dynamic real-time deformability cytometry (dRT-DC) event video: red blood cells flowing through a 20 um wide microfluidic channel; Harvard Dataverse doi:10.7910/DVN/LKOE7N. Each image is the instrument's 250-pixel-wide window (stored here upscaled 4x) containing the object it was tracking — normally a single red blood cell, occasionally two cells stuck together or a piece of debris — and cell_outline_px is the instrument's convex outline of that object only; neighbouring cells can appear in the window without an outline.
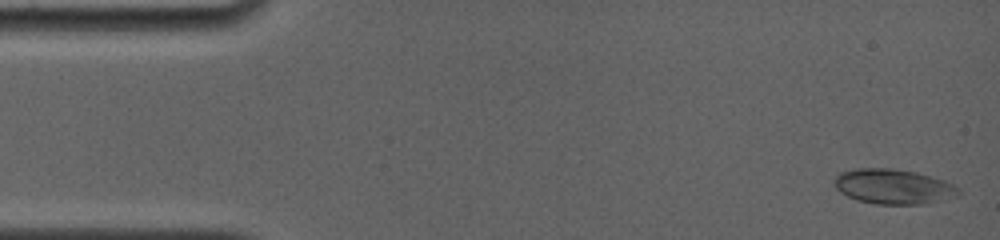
{"species": "common noctule bat (a hibernating species)", "species_latin": "Nyctalus noctula", "temperature_condition": "room temperature", "stored_images_in_passage": 12, "camera_frame_rate_fps": 4000, "um_per_image_px": 0.085, "animal": {"sex": "female", "body_mass_g": 19.0, "forearm_length_mm": 56.7}, "frame": {"image": 1, "passage_image": 1, "time_ms": 0.0, "image_size_px": [1000, 240], "cell_outline_px": [[960, 196], [944, 200], [924, 204], [876, 204], [856, 200], [840, 192], [832, 184], [832, 180], [840, 172], [856, 168], [892, 168], [916, 172], [944, 180], [960, 188]], "centroid_in_image_um": [75.93, 15.86], "position_along_channel_um": 9.1, "area_um2": 25.66}}
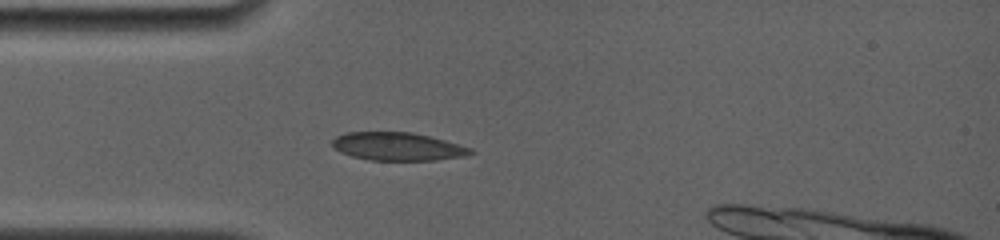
{"frame": {"image": 2, "passage_image": 10, "time_ms": 4.0, "image_size_px": [1000, 240], "cell_outline_px": [[476, 152], [468, 156], [436, 160], [368, 160], [352, 156], [340, 152], [332, 148], [332, 140], [336, 136], [344, 132], [412, 132], [444, 140], [472, 148]], "centroid_in_image_um": [33.8, 12.45], "position_along_channel_um": 51.2, "area_um2": 22.83}}
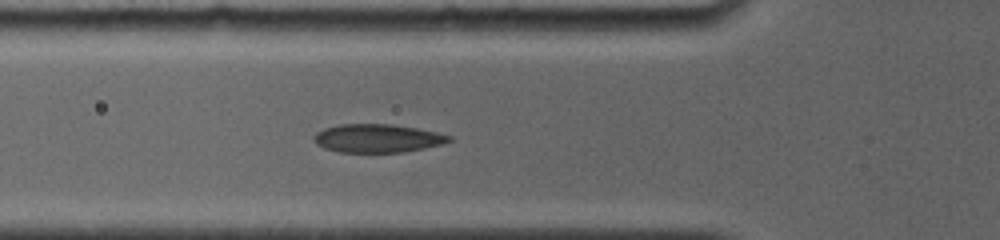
{"frame": {"image": 3, "passage_image": 12, "time_ms": 5.25, "image_size_px": [1000, 240], "cell_outline_px": [[452, 140], [444, 144], [404, 152], [340, 152], [324, 148], [316, 144], [312, 140], [312, 136], [316, 132], [324, 128], [340, 124], [392, 124], [416, 128], [436, 132], [452, 136]], "centroid_in_image_um": [32.06, 11.75], "position_along_channel_um": 93.7, "area_um2": 22.48}}